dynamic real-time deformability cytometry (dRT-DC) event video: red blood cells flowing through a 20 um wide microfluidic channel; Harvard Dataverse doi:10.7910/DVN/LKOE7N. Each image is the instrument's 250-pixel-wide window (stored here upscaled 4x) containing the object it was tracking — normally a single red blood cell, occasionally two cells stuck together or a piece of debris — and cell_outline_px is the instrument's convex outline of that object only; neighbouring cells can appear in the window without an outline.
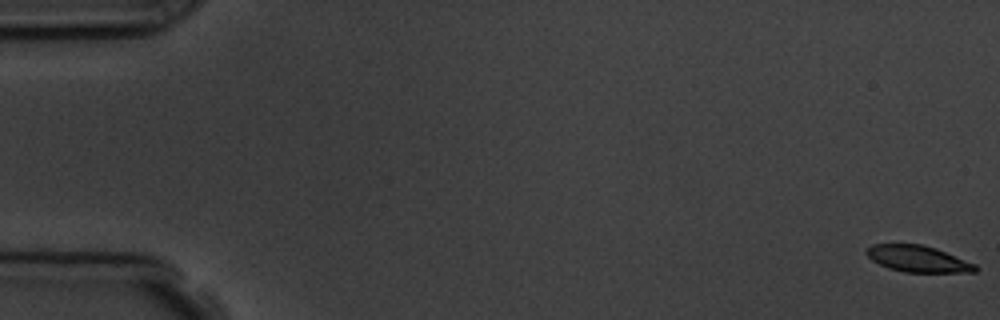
{"species": "common noctule bat (a hibernating species)", "species_latin": "Nyctalus noctula", "temperature_condition": "room temperature", "stored_images_in_passage": 10, "camera_frame_rate_fps": 3000, "um_per_image_px": 0.085, "animal": {"sex": "male", "body_mass_g": 19.5, "forearm_length_mm": 54.6}, "frame": {"image": 1, "passage_image": 1, "time_ms": 0.0, "image_size_px": [1000, 320], "cell_outline_px": [[980, 268], [976, 272], [904, 272], [888, 268], [872, 260], [864, 252], [872, 244], [920, 244], [936, 248], [976, 264]], "centroid_in_image_um": [78.04, 22.0], "position_along_channel_um": 7.0, "area_um2": 16.76}}
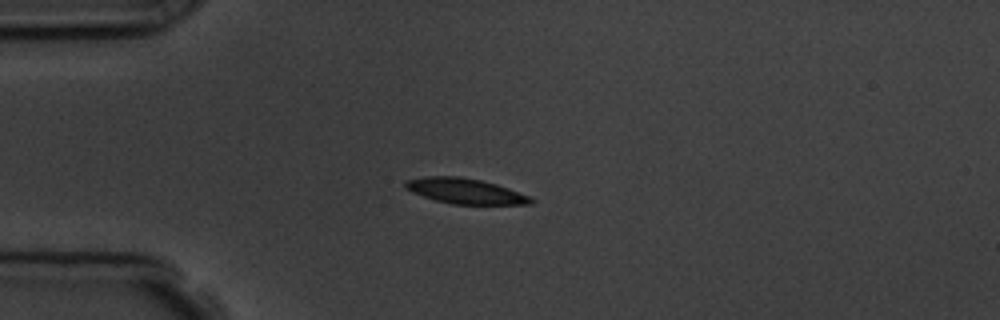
{"frame": {"image": 2, "passage_image": 5, "time_ms": 4.667, "image_size_px": [1000, 320], "cell_outline_px": [[536, 200], [532, 204], [452, 204], [436, 200], [412, 192], [404, 188], [404, 180], [424, 176], [460, 176], [480, 180], [496, 184], [532, 196]], "centroid_in_image_um": [39.55, 16.23], "position_along_channel_um": 45.4, "area_um2": 18.67}}